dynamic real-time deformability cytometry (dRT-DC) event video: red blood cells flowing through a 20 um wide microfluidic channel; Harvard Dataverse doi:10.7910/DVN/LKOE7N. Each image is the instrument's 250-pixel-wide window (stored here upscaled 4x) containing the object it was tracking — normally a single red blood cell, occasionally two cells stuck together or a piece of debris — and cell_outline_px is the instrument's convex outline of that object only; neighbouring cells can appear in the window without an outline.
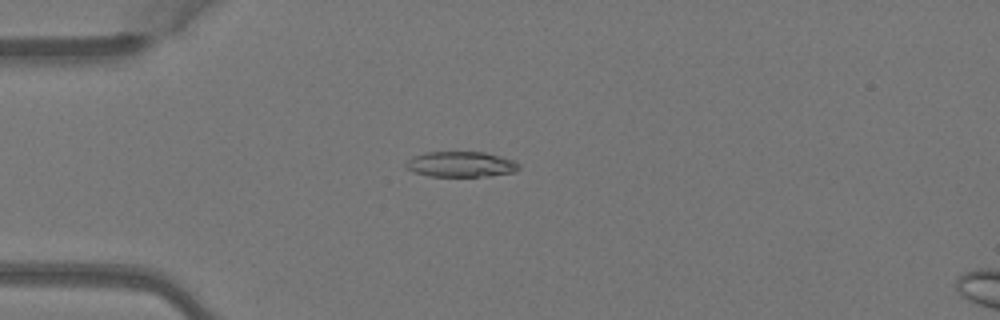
{"species": "Egyptian fruit bat (a non-hibernating species)", "species_latin": "Rousettus aegyptiacus", "temperature_condition": "warm", "stored_images_in_passage": 5, "camera_frame_rate_fps": 3000, "um_per_image_px": 0.085, "animal": {"sex": "female"}, "frame": {"image": 1, "passage_image": 4, "time_ms": 1.0, "image_size_px": [1000, 320], "cell_outline_px": [[520, 168], [516, 172], [488, 176], [432, 176], [412, 172], [404, 168], [404, 164], [412, 156], [424, 152], [484, 152], [500, 156], [512, 160], [520, 164]], "centroid_in_image_um": [39.14, 13.96], "position_along_channel_um": 45.9, "area_um2": 16.94}}